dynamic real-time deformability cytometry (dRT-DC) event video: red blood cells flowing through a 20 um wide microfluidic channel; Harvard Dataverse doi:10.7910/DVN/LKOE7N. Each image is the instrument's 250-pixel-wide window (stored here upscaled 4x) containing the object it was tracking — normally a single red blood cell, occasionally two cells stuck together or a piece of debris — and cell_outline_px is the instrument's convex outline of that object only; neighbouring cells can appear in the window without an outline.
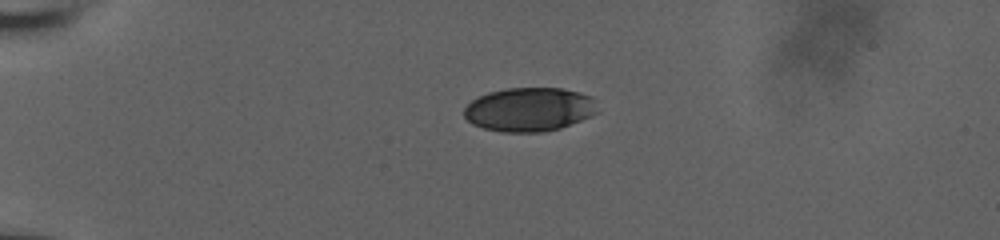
{"species": "human", "species_latin": "Homo sapiens", "temperature_condition": "room temperature", "stored_images_in_passage": 42, "camera_frame_rate_fps": 3000, "um_per_image_px": 0.085, "donor": {"sex": "male"}, "frame": {"image": 1, "passage_image": 1, "time_ms": 0.0, "image_size_px": [1000, 240], "cell_outline_px": [[600, 112], [592, 116], [560, 128], [544, 132], [500, 132], [484, 128], [472, 124], [464, 116], [464, 108], [472, 100], [488, 92], [508, 88], [560, 88], [580, 92], [592, 96], [596, 100]], "centroid_in_image_um": [45.04, 9.3], "position_along_channel_um": 40.0, "area_um2": 34.45}}
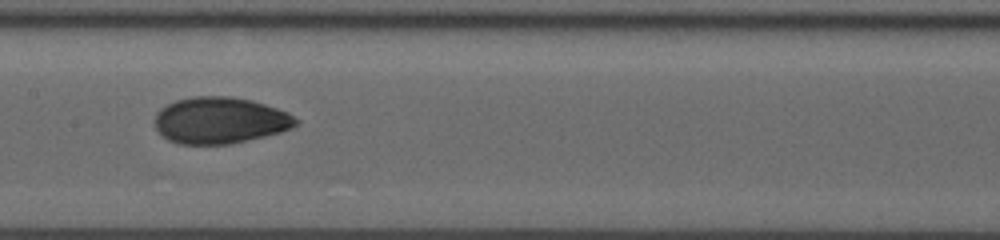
{"frame": {"image": 2, "passage_image": 17, "time_ms": 5.333, "image_size_px": [1000, 240], "cell_outline_px": [[300, 124], [292, 128], [280, 132], [232, 144], [180, 144], [168, 140], [156, 128], [156, 112], [160, 108], [176, 100], [192, 96], [232, 96], [252, 100], [288, 112], [300, 120]], "centroid_in_image_um": [18.73, 10.22], "position_along_channel_um": 188.7, "area_um2": 38.38}}
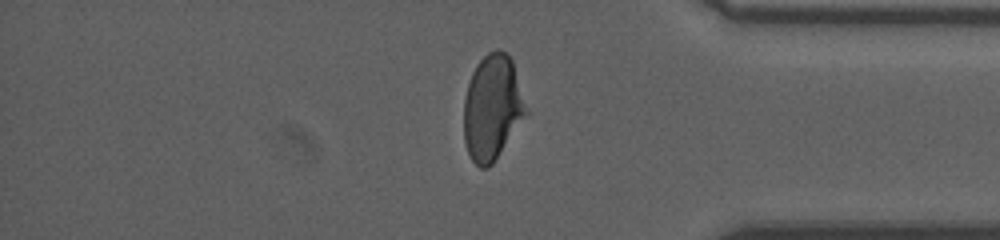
{"frame": {"image": 3, "passage_image": 34, "time_ms": 11.0, "image_size_px": [1000, 240], "cell_outline_px": [[528, 112], [492, 164], [488, 168], [480, 168], [472, 160], [468, 152], [464, 140], [464, 100], [468, 84], [472, 72], [476, 64], [488, 52], [496, 48], [500, 48], [508, 52], [512, 60]], "centroid_in_image_um": [41.83, 9.11], "position_along_channel_um": 393.4, "area_um2": 37.97}, "authors_computed_cell_mechanics": {"area_um2": 37.3677, "velocity_mm_per_s": 3.8608, "shape_relaxation_time_tau1_ms": 5.7208, "shape_relaxation_time_tau2_ms": 1.4347, "deformation_change_tau1": 0.1764, "deformation_change_tau2": 0.053}}